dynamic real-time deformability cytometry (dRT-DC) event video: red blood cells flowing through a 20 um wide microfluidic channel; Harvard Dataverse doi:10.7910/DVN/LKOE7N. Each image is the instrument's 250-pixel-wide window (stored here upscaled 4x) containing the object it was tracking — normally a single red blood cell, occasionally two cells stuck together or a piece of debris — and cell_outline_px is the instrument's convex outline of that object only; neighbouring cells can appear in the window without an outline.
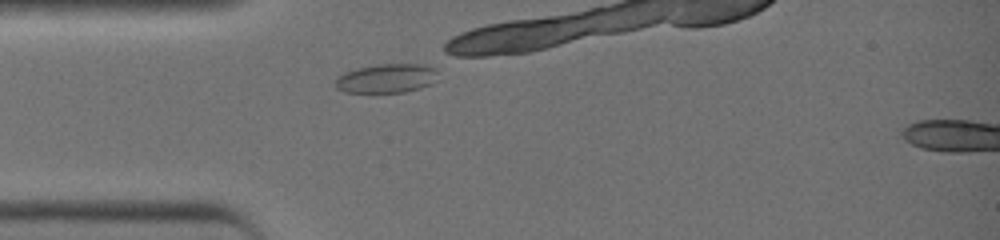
{"species": "common noctule bat (a hibernating species)", "species_latin": "Nyctalus noctula", "temperature_condition": "warm", "stored_images_in_passage": 24, "camera_frame_rate_fps": 3000, "um_per_image_px": 0.085, "animal": {"sex": "female", "body_mass_g": 19.0, "forearm_length_mm": 51.5}, "frame": {"image": 1, "passage_image": 1, "time_ms": 0.0, "image_size_px": [1000, 240], "cell_outline_px": [[436, 68], [432, 84], [420, 88], [404, 92], [344, 92], [336, 88], [332, 84], [336, 76], [344, 72], [356, 68], [376, 64], [424, 64]], "centroid_in_image_um": [32.77, 6.65], "position_along_channel_um": 52.2, "area_um2": 17.51}}
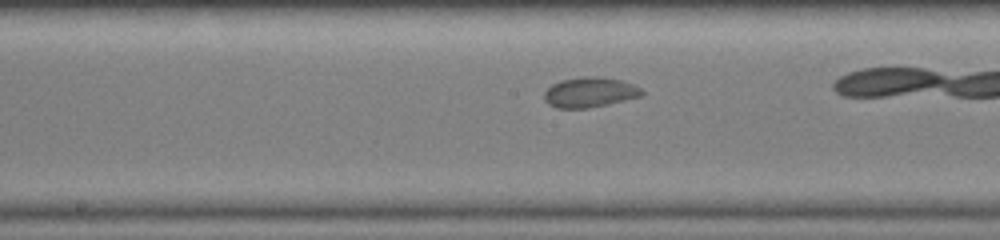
{"frame": {"image": 2, "passage_image": 11, "time_ms": 3.333, "image_size_px": [1000, 240], "cell_outline_px": [[644, 92], [640, 96], [604, 104], [584, 108], [560, 108], [548, 104], [544, 100], [544, 92], [552, 84], [560, 80], [584, 76], [600, 76], [620, 80], [632, 84], [640, 88]], "centroid_in_image_um": [50.08, 7.82], "position_along_channel_um": 198.1, "area_um2": 16.82}}
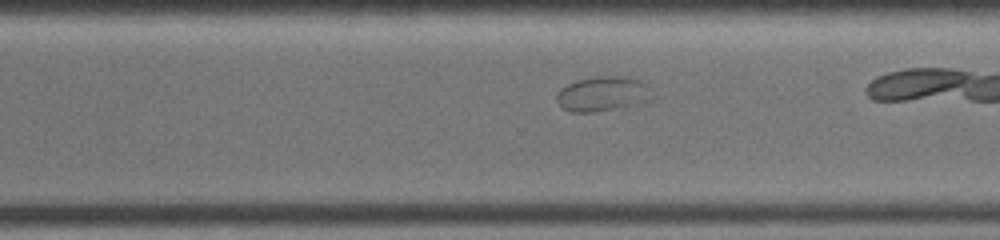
{"frame": {"image": 3, "passage_image": 19, "time_ms": 6.0, "image_size_px": [1000, 240], "cell_outline_px": [[648, 84], [624, 104], [612, 108], [592, 112], [572, 112], [564, 108], [556, 100], [556, 96], [560, 88], [576, 80], [600, 76], [624, 76], [644, 80]], "centroid_in_image_um": [50.89, 7.91], "position_along_channel_um": 319.7, "area_um2": 17.22}}